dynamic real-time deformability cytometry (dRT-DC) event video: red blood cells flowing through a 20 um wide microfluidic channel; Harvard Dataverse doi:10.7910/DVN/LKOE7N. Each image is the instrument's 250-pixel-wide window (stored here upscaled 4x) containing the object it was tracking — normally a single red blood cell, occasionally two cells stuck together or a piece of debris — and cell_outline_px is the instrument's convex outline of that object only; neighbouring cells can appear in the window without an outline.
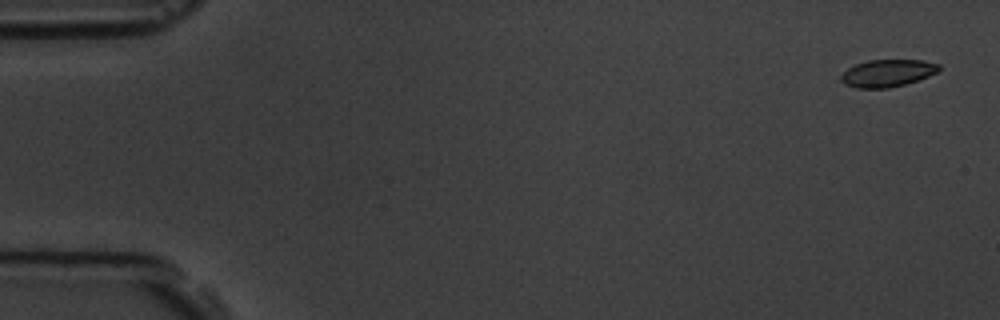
{"species": "common noctule bat (a hibernating species)", "species_latin": "Nyctalus noctula", "temperature_condition": "room temperature", "stored_images_in_passage": 15, "camera_frame_rate_fps": 3000, "um_per_image_px": 0.085, "animal": {"sex": "male", "body_mass_g": 19.5, "forearm_length_mm": 54.6}, "frame": {"image": 1, "passage_image": 1, "time_ms": 0.0, "image_size_px": [1000, 320], "cell_outline_px": [[940, 68], [936, 72], [928, 76], [904, 84], [888, 88], [856, 88], [844, 84], [840, 80], [840, 76], [848, 68], [856, 64], [868, 60], [924, 60], [940, 64]], "centroid_in_image_um": [75.41, 6.21], "position_along_channel_um": 9.6, "area_um2": 15.49}}
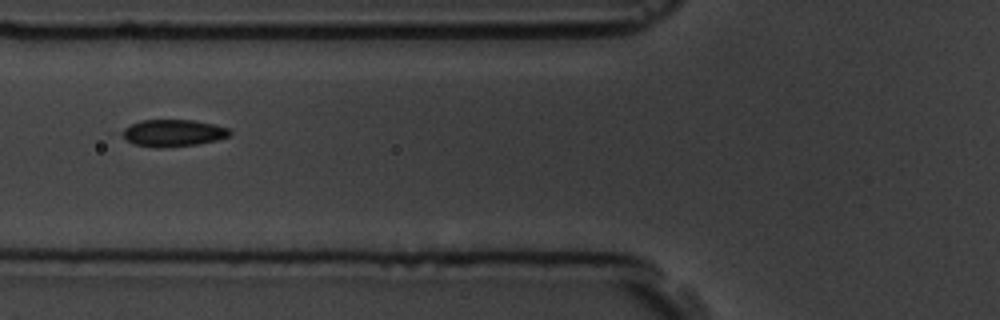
{"frame": {"image": 2, "passage_image": 6, "time_ms": 6.667, "image_size_px": [1000, 320], "cell_outline_px": [[232, 132], [228, 136], [216, 140], [196, 144], [164, 148], [160, 148], [132, 144], [124, 136], [124, 128], [140, 120], [192, 120], [212, 124], [228, 128]], "centroid_in_image_um": [14.72, 11.31], "position_along_channel_um": 111.1, "area_um2": 16.65}}
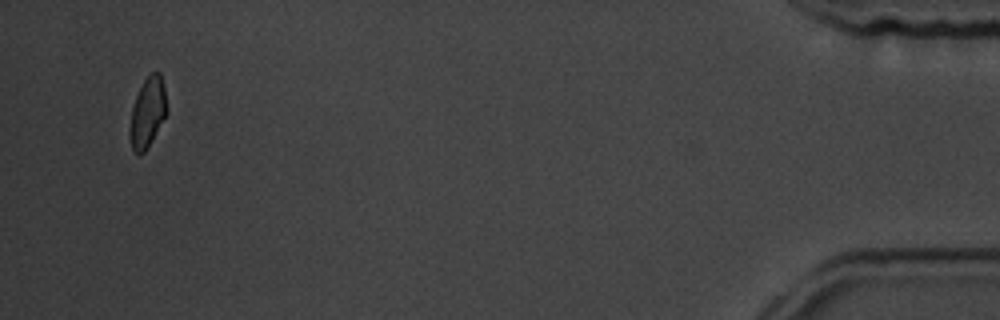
{"frame": {"image": 3, "passage_image": 15, "time_ms": 17.667, "image_size_px": [1000, 320], "cell_outline_px": [[168, 112], [144, 152], [140, 156], [132, 148], [128, 136], [132, 108], [136, 96], [144, 80], [152, 72], [160, 72], [164, 88], [168, 108]], "centroid_in_image_um": [12.54, 9.56], "position_along_channel_um": 422.7, "area_um2": 14.97}, "authors_computed_cell_mechanics": {"area_um2": 16.4152, "velocity_mm_per_s": 3.5879, "shape_relaxation_time_tau1_ms": 2.4877, "shape_relaxation_time_tau2_ms": null, "deformation_change_tau1": 0.065, "deformation_change_tau2": null}}